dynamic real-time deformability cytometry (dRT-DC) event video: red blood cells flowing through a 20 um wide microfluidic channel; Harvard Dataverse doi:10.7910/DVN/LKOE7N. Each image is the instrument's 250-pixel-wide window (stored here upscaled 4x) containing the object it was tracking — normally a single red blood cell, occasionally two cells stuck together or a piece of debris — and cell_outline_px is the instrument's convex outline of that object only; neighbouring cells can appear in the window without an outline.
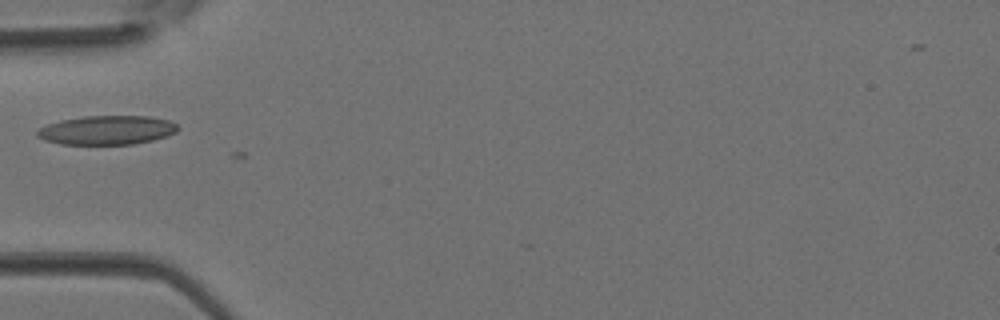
{"species": "Egyptian fruit bat (a non-hibernating species)", "species_latin": "Rousettus aegyptiacus", "temperature_condition": "room temperature", "stored_images_in_passage": 4, "camera_frame_rate_fps": 3000, "um_per_image_px": 0.085, "animal": {"sex": "female"}, "frame": {"image": 1, "passage_image": 3, "time_ms": 0.667, "image_size_px": [1000, 320], "cell_outline_px": [[180, 128], [176, 132], [168, 136], [152, 140], [132, 144], [60, 144], [44, 140], [36, 136], [36, 132], [40, 128], [48, 124], [60, 120], [84, 116], [148, 116], [168, 120], [176, 124]], "centroid_in_image_um": [9.09, 11.06], "position_along_channel_um": 75.9, "area_um2": 23.81}}